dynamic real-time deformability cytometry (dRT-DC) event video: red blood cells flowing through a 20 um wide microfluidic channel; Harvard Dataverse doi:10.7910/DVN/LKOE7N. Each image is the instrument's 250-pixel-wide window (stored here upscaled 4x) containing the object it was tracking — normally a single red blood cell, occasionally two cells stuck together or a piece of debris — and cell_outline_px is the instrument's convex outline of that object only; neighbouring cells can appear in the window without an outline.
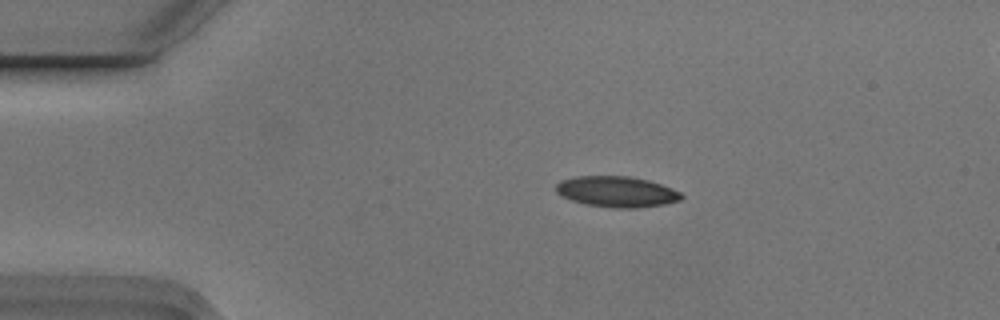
{"species": "Egyptian fruit bat (a non-hibernating species)", "species_latin": "Rousettus aegyptiacus", "temperature_condition": "cold", "stored_images_in_passage": 5, "camera_frame_rate_fps": 3000, "um_per_image_px": 0.085, "animal": {"sex": "male"}, "frame": {"image": 1, "passage_image": 2, "time_ms": 0.333, "image_size_px": [1000, 320], "cell_outline_px": [[684, 196], [680, 200], [664, 204], [640, 208], [612, 208], [584, 204], [560, 196], [556, 192], [556, 184], [560, 180], [576, 176], [632, 176], [648, 180], [672, 188], [680, 192]], "centroid_in_image_um": [52.4, 16.29], "position_along_channel_um": 32.6, "area_um2": 22.72}}
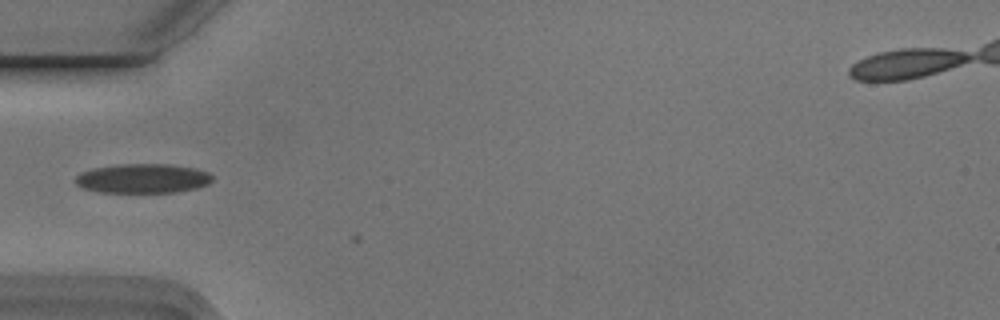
{"frame": {"image": 2, "passage_image": 4, "time_ms": 1.0, "image_size_px": [1000, 320], "cell_outline_px": [[212, 180], [208, 184], [196, 188], [176, 192], [100, 192], [80, 188], [72, 180], [80, 172], [92, 168], [120, 164], [168, 164], [196, 168], [208, 172], [212, 176]], "centroid_in_image_um": [12.09, 15.16], "position_along_channel_um": 72.9, "area_um2": 23.64}}